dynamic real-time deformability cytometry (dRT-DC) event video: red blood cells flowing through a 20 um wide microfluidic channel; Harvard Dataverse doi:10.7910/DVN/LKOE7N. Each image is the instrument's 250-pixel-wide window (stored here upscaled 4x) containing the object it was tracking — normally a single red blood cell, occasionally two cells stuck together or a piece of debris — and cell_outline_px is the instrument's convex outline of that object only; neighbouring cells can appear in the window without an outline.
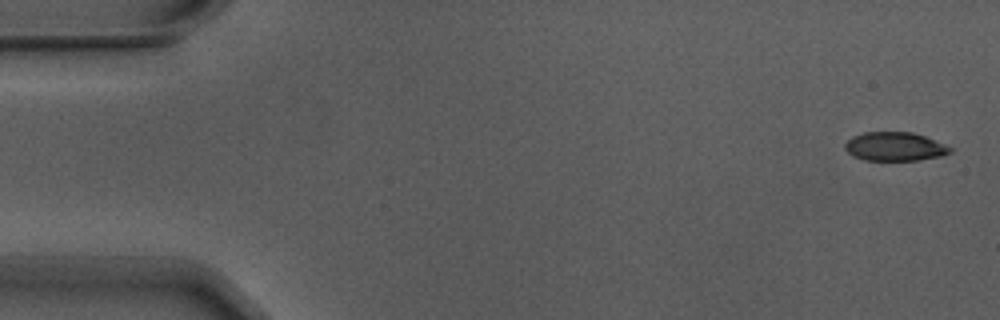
{"species": "Egyptian fruit bat (a non-hibernating species)", "species_latin": "Rousettus aegyptiacus", "temperature_condition": "warm", "stored_images_in_passage": 4, "camera_frame_rate_fps": 3000, "um_per_image_px": 0.085, "animal": {"sex": "male"}, "frame": {"image": 1, "passage_image": 1, "time_ms": 0.0, "image_size_px": [1000, 320], "cell_outline_px": [[952, 152], [940, 156], [920, 160], [864, 160], [852, 156], [844, 148], [844, 144], [852, 136], [864, 132], [912, 132], [924, 136], [952, 148]], "centroid_in_image_um": [76.02, 12.46], "position_along_channel_um": 9.0, "area_um2": 17.57}}